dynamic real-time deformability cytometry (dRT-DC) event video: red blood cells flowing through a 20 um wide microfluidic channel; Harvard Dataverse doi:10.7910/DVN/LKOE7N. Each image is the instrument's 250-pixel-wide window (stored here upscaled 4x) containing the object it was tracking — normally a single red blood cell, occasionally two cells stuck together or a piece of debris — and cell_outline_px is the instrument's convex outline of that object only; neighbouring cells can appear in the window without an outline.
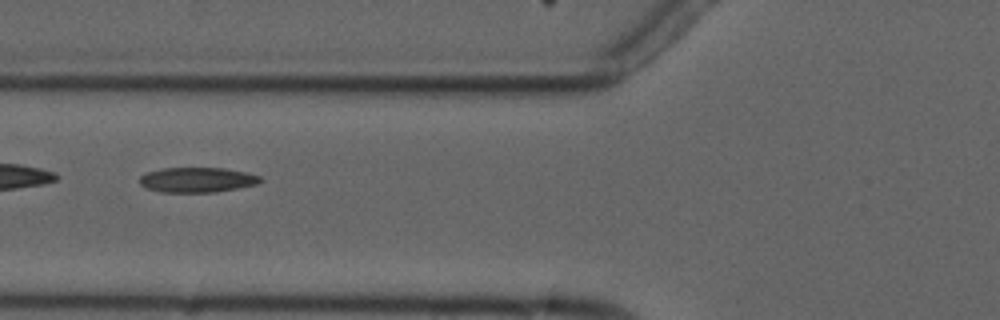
{"species": "common noctule bat (a hibernating species)", "species_latin": "Nyctalus noctula", "temperature_condition": "cold", "stored_images_in_passage": 6, "camera_frame_rate_fps": 3000, "um_per_image_px": 0.085, "animal": {"sex": "male", "forearm_length_mm": 52.5}, "frame": {"image": 1, "passage_image": 4, "time_ms": 4.333, "image_size_px": [1000, 320], "cell_outline_px": [[264, 180], [256, 184], [216, 192], [160, 192], [148, 188], [140, 184], [140, 176], [148, 172], [164, 168], [224, 168], [248, 172], [260, 176]], "centroid_in_image_um": [16.79, 15.28], "position_along_channel_um": 109.0, "area_um2": 17.51}}
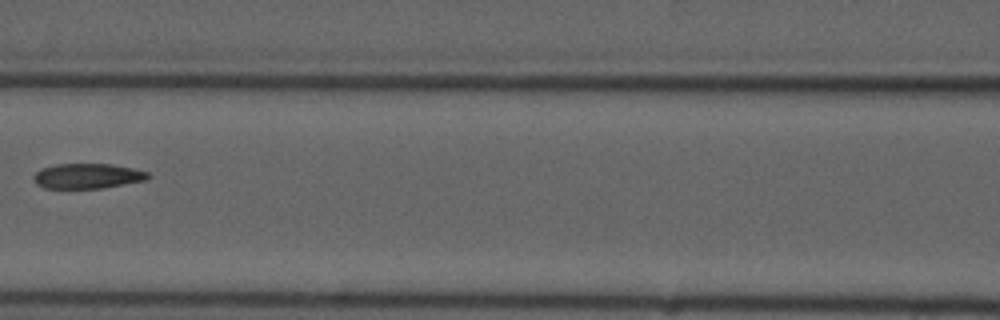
{"frame": {"image": 2, "passage_image": 5, "time_ms": 5.667, "image_size_px": [1000, 320], "cell_outline_px": [[152, 176], [148, 180], [100, 188], [44, 188], [36, 184], [32, 180], [32, 176], [40, 168], [56, 164], [112, 164], [132, 168], [148, 172]], "centroid_in_image_um": [7.42, 14.96], "position_along_channel_um": 159.2, "area_um2": 16.88}}
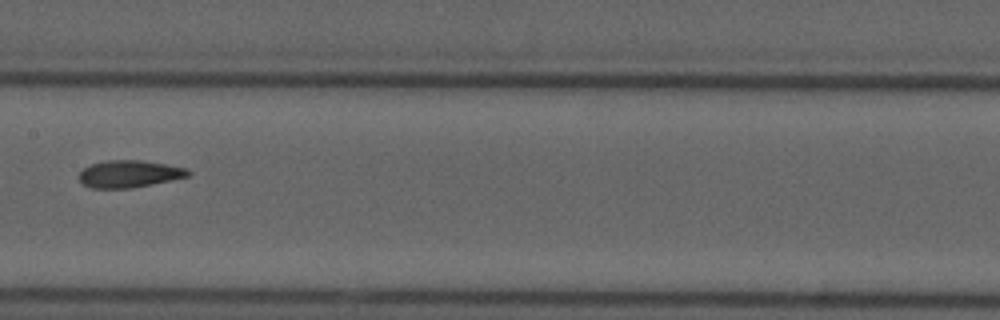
{"frame": {"image": 3, "passage_image": 6, "time_ms": 6.667, "image_size_px": [1000, 320], "cell_outline_px": [[192, 172], [188, 176], [152, 184], [132, 188], [92, 188], [84, 184], [80, 180], [80, 172], [84, 168], [92, 164], [104, 160], [140, 160], [188, 168]], "centroid_in_image_um": [11.0, 14.77], "position_along_channel_um": 196.4, "area_um2": 17.11}}